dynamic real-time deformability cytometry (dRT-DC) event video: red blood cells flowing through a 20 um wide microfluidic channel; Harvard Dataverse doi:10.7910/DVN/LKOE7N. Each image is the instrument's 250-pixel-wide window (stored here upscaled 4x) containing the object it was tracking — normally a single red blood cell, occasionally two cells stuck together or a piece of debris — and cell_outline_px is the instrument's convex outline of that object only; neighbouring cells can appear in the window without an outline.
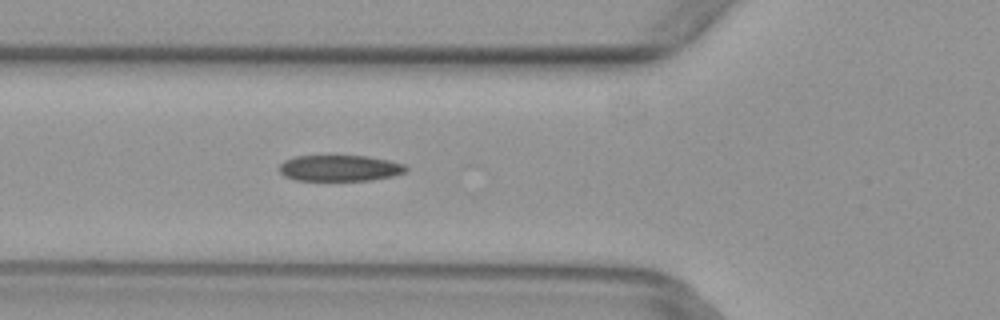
{"species": "common noctule bat (a hibernating species)", "species_latin": "Nyctalus noctula", "temperature_condition": "warm", "stored_images_in_passage": 5, "camera_frame_rate_fps": 3000, "um_per_image_px": 0.085, "animal": {"sex": "female", "body_mass_g": 29.2, "forearm_length_mm": 56.3}, "frame": {"image": 1, "passage_image": 5, "time_ms": 1.333, "image_size_px": [1000, 320], "cell_outline_px": [[408, 172], [392, 176], [372, 180], [296, 180], [284, 176], [276, 168], [284, 160], [296, 156], [368, 156], [388, 160], [404, 164], [408, 168]], "centroid_in_image_um": [28.87, 14.29], "position_along_channel_um": 96.9, "area_um2": 19.36}}